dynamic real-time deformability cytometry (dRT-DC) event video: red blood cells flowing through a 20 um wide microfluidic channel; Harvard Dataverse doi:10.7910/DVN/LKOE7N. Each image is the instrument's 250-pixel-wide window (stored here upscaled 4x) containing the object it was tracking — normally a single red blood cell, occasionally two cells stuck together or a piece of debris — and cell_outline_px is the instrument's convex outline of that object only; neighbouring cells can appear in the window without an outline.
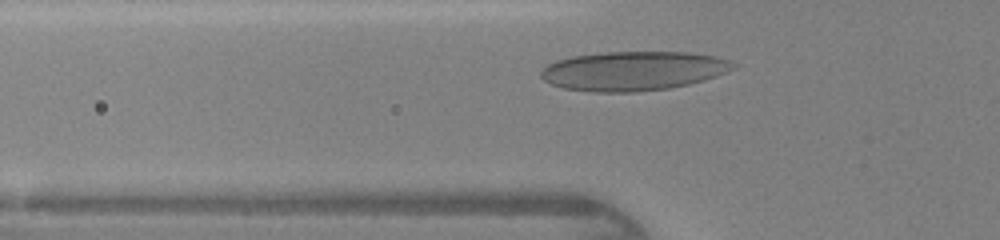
{"species": "human", "species_latin": "Homo sapiens", "temperature_condition": "warm", "stored_images_in_passage": 29, "camera_frame_rate_fps": 3000, "um_per_image_px": 0.085, "donor": {"sex": "female"}, "frame": {"image": 1, "passage_image": 6, "time_ms": 1.667, "image_size_px": [1000, 240], "cell_outline_px": [[736, 68], [716, 76], [704, 80], [688, 84], [668, 88], [636, 92], [592, 92], [564, 88], [552, 84], [544, 80], [540, 76], [540, 72], [548, 64], [556, 60], [572, 56], [604, 52], [688, 52], [716, 56], [728, 60], [736, 64]], "centroid_in_image_um": [53.83, 6.02], "position_along_channel_um": 72.0, "area_um2": 43.99}}
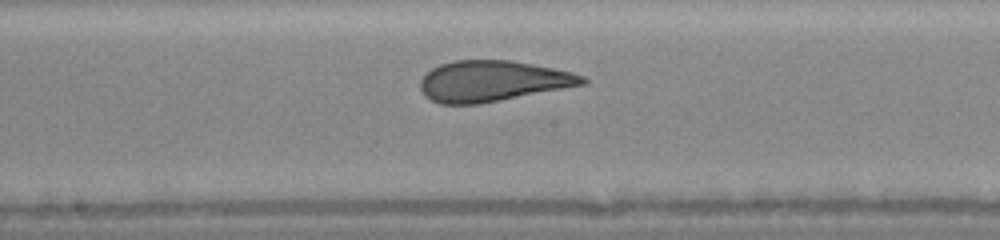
{"frame": {"image": 2, "passage_image": 15, "time_ms": 4.667, "image_size_px": [1000, 240], "cell_outline_px": [[588, 84], [480, 104], [440, 104], [424, 96], [420, 88], [420, 80], [432, 68], [440, 64], [452, 60], [508, 60], [532, 64], [572, 72], [584, 76], [588, 80]], "centroid_in_image_um": [41.87, 6.9], "position_along_channel_um": 206.3, "area_um2": 38.67}}
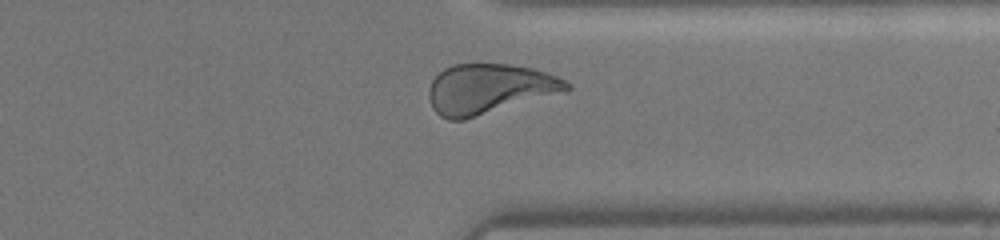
{"frame": {"image": 3, "passage_image": 26, "time_ms": 8.333, "image_size_px": [1000, 240], "cell_outline_px": [[572, 88], [568, 92], [464, 120], [448, 120], [440, 116], [432, 108], [428, 96], [428, 92], [432, 80], [444, 68], [452, 64], [508, 64], [532, 68], [556, 76], [572, 84]], "centroid_in_image_um": [41.61, 7.57], "position_along_channel_um": 369.8, "area_um2": 40.58}}